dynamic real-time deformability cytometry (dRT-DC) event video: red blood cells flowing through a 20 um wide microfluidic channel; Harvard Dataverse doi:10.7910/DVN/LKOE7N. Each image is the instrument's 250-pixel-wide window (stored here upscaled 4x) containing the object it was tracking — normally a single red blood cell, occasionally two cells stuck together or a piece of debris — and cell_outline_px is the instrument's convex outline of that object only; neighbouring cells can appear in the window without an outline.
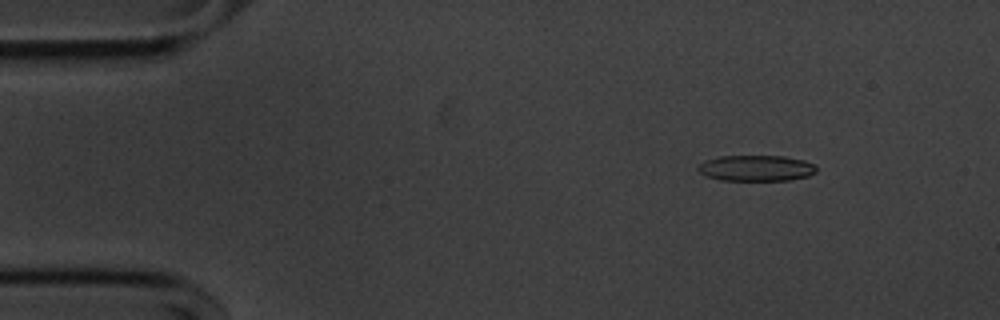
{"species": "common noctule bat (a hibernating species)", "species_latin": "Nyctalus noctula", "temperature_condition": "cold", "stored_images_in_passage": 55, "camera_frame_rate_fps": 3000, "um_per_image_px": 0.085, "animal": {"sex": "male", "body_mass_g": 20.1, "forearm_length_mm": 53.5}, "frame": {"image": 1, "passage_image": 7, "time_ms": 2.0, "image_size_px": [1000, 320], "cell_outline_px": [[816, 172], [808, 176], [788, 180], [720, 180], [704, 176], [696, 168], [704, 160], [720, 156], [784, 156], [804, 160], [816, 164]], "centroid_in_image_um": [64.26, 14.29], "position_along_channel_um": 20.7, "area_um2": 17.98}}
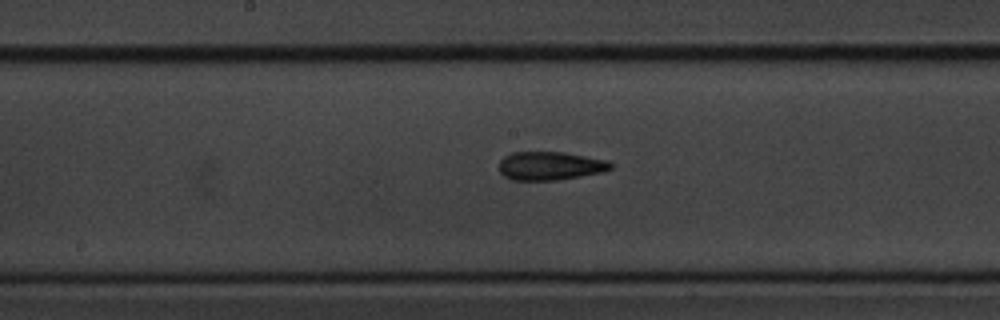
{"frame": {"image": 2, "passage_image": 28, "time_ms": 9.0, "image_size_px": [1000, 320], "cell_outline_px": [[612, 168], [600, 172], [580, 176], [556, 180], [512, 180], [504, 176], [500, 172], [500, 160], [504, 156], [512, 152], [564, 152], [608, 160], [612, 164]], "centroid_in_image_um": [46.74, 14.09], "position_along_channel_um": 201.5, "area_um2": 18.44}}
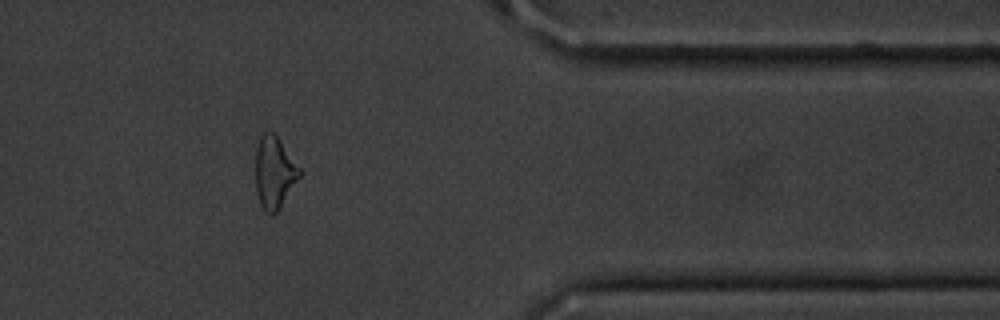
{"frame": {"image": 3, "passage_image": 45, "time_ms": 14.667, "image_size_px": [1000, 320], "cell_outline_px": [[300, 176], [280, 208], [272, 216], [264, 212], [260, 204], [256, 192], [256, 148], [260, 136], [264, 132], [272, 132], [280, 140], [300, 168]], "centroid_in_image_um": [23.3, 14.69], "position_along_channel_um": 388.1, "area_um2": 18.38}, "authors_computed_cell_mechanics": {"area_um2": 18.496, "velocity_mm_per_s": 3.6464, "shape_relaxation_time_tau1_ms": 10.4965, "shape_relaxation_time_tau2_ms": 3.5662, "deformation_change_tau1": 0.2186, "deformation_change_tau2": 0.1362}}